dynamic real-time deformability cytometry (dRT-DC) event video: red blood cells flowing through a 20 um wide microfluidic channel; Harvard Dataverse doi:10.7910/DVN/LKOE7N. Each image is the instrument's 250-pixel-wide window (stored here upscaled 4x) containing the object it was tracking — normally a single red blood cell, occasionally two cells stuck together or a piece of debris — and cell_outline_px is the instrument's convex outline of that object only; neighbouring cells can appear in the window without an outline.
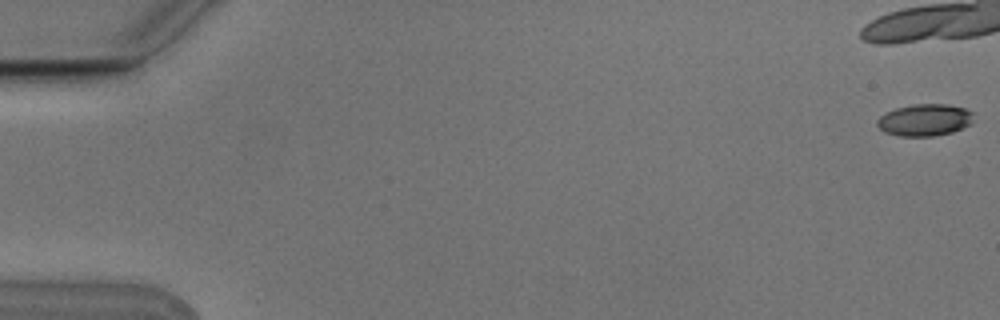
{"species": "Egyptian fruit bat (a non-hibernating species)", "species_latin": "Rousettus aegyptiacus", "temperature_condition": "cold", "stored_images_in_passage": 3, "camera_frame_rate_fps": 3000, "um_per_image_px": 0.085, "animal": {"sex": "male"}, "frame": {"image": 1, "passage_image": 1, "time_ms": 0.0, "image_size_px": [1000, 320], "cell_outline_px": [[972, 124], [952, 132], [932, 136], [900, 136], [884, 132], [876, 124], [876, 120], [880, 116], [896, 108], [912, 104], [948, 104], [964, 108], [972, 112]], "centroid_in_image_um": [78.6, 10.2], "position_along_channel_um": 6.4, "area_um2": 17.92}}